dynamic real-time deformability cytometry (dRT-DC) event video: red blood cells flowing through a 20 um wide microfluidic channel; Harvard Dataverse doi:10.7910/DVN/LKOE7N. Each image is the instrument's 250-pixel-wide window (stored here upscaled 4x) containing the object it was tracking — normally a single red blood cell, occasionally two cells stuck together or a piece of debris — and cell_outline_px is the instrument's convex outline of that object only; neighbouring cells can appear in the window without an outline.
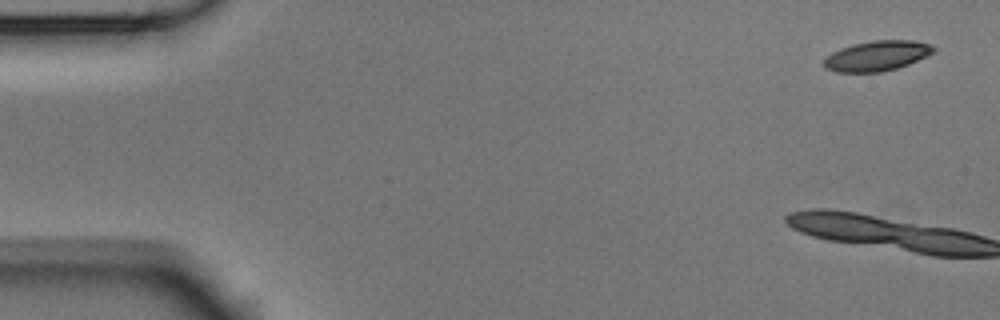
{"species": "Egyptian fruit bat (a non-hibernating species)", "species_latin": "Rousettus aegyptiacus", "temperature_condition": "room temperature", "stored_images_in_passage": 6, "camera_frame_rate_fps": 3000, "um_per_image_px": 0.085, "animal": {"sex": "male"}, "frame": {"image": 1, "passage_image": 1, "time_ms": 0.0, "image_size_px": [1000, 320], "cell_outline_px": [[936, 52], [928, 56], [908, 64], [896, 68], [880, 72], [836, 72], [828, 68], [824, 64], [824, 60], [832, 52], [840, 48], [852, 44], [872, 40], [912, 40], [928, 44], [936, 48]], "centroid_in_image_um": [74.57, 4.73], "position_along_channel_um": 10.4, "area_um2": 19.19}}
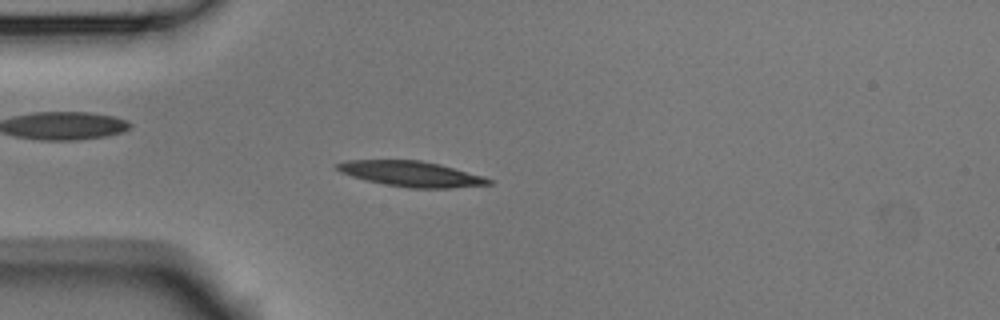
{"frame": {"image": 2, "passage_image": 5, "time_ms": 1.333, "image_size_px": [1000, 320], "cell_outline_px": [[492, 184], [452, 188], [408, 188], [384, 184], [352, 176], [340, 172], [336, 168], [336, 164], [344, 160], [420, 160], [440, 164], [484, 176], [492, 180]], "centroid_in_image_um": [34.97, 14.78], "position_along_channel_um": 50.0, "area_um2": 22.43}}